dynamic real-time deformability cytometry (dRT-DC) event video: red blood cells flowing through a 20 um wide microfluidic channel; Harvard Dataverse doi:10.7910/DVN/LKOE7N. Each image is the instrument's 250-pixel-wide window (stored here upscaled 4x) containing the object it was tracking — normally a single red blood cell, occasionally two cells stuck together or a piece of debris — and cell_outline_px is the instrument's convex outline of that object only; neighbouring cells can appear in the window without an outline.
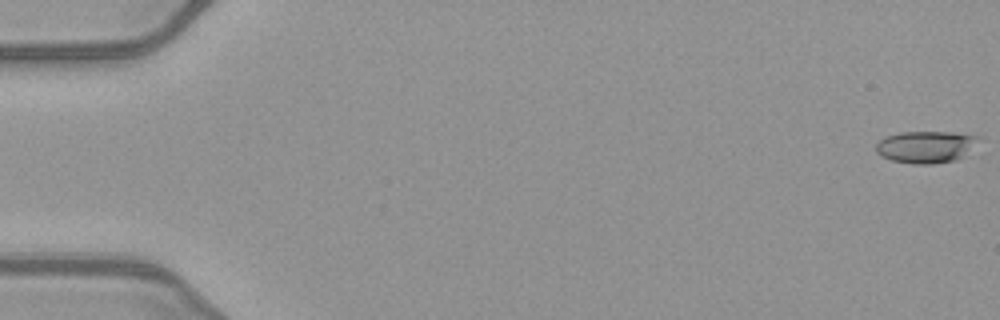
{"species": "common noctule bat (a hibernating species)", "species_latin": "Nyctalus noctula", "temperature_condition": "warm", "stored_images_in_passage": 53, "camera_frame_rate_fps": 3000, "um_per_image_px": 0.085, "animal": {"sex": "female", "body_mass_g": 21.9}, "frame": {"image": 1, "passage_image": 1, "time_ms": 0.0, "image_size_px": [1000, 320], "cell_outline_px": [[980, 136], [964, 156], [956, 160], [932, 164], [912, 164], [892, 160], [876, 152], [876, 144], [884, 136], [900, 132], [952, 132]], "centroid_in_image_um": [78.66, 12.48], "position_along_channel_um": 6.3, "area_um2": 18.96}}
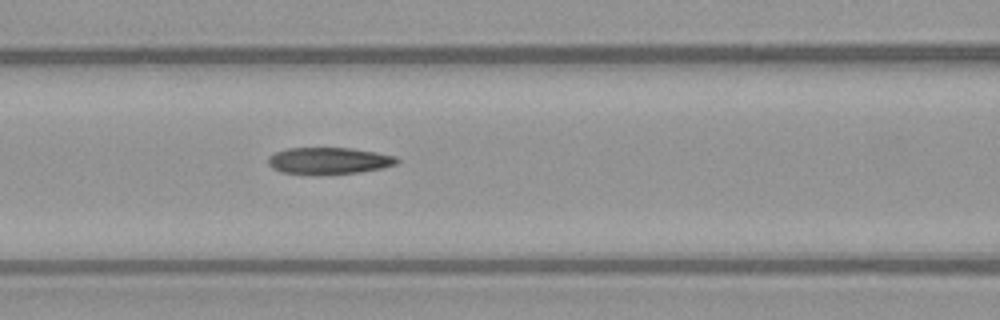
{"frame": {"image": 2, "passage_image": 23, "time_ms": 7.333, "image_size_px": [1000, 320], "cell_outline_px": [[400, 160], [396, 164], [384, 168], [360, 172], [316, 176], [312, 176], [280, 172], [272, 168], [268, 164], [268, 156], [276, 152], [288, 148], [352, 148], [376, 152], [396, 156]], "centroid_in_image_um": [27.94, 13.69], "position_along_channel_um": 138.7, "area_um2": 20.63}}
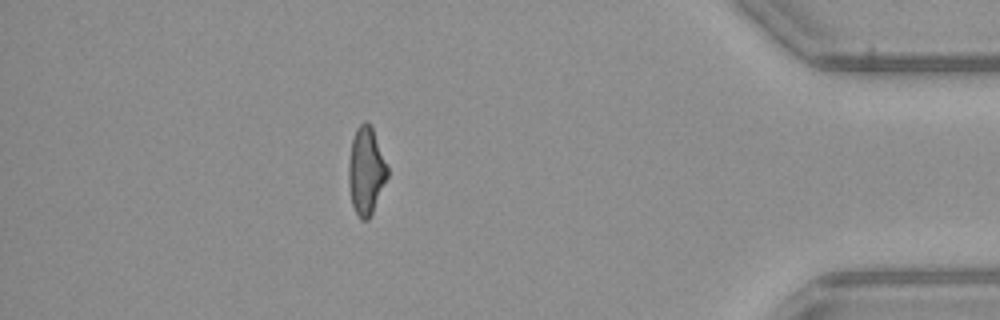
{"frame": {"image": 3, "passage_image": 46, "time_ms": 15.0, "image_size_px": [1000, 320], "cell_outline_px": [[388, 176], [372, 212], [368, 220], [360, 220], [352, 204], [348, 184], [348, 164], [352, 140], [356, 128], [364, 120], [368, 120], [372, 128], [388, 168]], "centroid_in_image_um": [31.1, 14.51], "position_along_channel_um": 404.1, "area_um2": 19.65}, "authors_computed_cell_mechanics": {"area_um2": 20.1722, "velocity_mm_per_s": 4.0533, "shape_relaxation_time_tau1_ms": null, "shape_relaxation_time_tau2_ms": 2.9158, "deformation_change_tau1": null, "deformation_change_tau2": 0.1323}}